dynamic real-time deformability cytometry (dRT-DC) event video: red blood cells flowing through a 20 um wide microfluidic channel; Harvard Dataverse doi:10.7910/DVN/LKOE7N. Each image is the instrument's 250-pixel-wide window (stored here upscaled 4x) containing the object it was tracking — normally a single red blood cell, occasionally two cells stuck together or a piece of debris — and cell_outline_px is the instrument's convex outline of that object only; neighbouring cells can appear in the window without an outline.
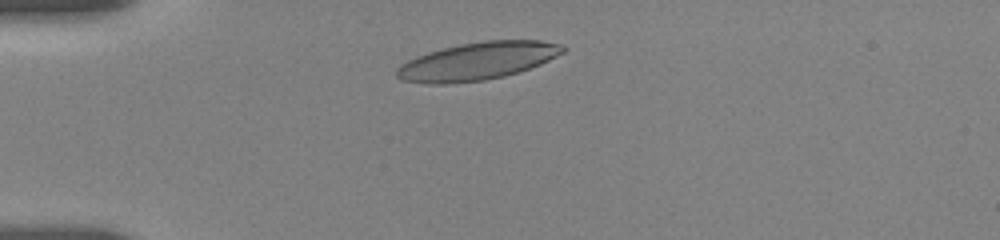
{"species": "human", "species_latin": "Homo sapiens", "temperature_condition": "room temperature", "stored_images_in_passage": 5, "camera_frame_rate_fps": 3000, "um_per_image_px": 0.085, "donor": {"sex": "female"}, "frame": {"image": 1, "passage_image": 3, "time_ms": 1.667, "image_size_px": [1000, 240], "cell_outline_px": [[568, 48], [564, 52], [540, 64], [504, 76], [484, 80], [448, 84], [428, 84], [400, 80], [396, 76], [396, 68], [400, 64], [416, 56], [428, 52], [460, 44], [484, 40], [540, 40], [560, 44]], "centroid_in_image_um": [40.55, 5.2], "position_along_channel_um": 44.4, "area_um2": 36.47}}
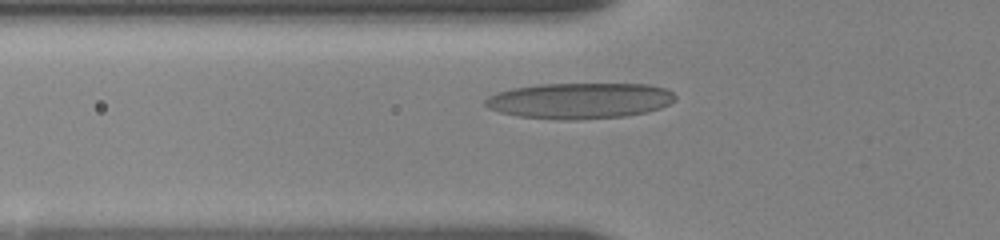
{"frame": {"image": 2, "passage_image": 5, "time_ms": 3.333, "image_size_px": [1000, 240], "cell_outline_px": [[676, 100], [660, 108], [644, 112], [624, 116], [576, 120], [560, 120], [520, 116], [500, 112], [488, 108], [484, 104], [484, 100], [488, 96], [496, 92], [512, 88], [540, 84], [648, 84], [664, 88], [672, 92], [676, 96]], "centroid_in_image_um": [49.25, 8.55], "position_along_channel_um": 76.5, "area_um2": 39.71}}